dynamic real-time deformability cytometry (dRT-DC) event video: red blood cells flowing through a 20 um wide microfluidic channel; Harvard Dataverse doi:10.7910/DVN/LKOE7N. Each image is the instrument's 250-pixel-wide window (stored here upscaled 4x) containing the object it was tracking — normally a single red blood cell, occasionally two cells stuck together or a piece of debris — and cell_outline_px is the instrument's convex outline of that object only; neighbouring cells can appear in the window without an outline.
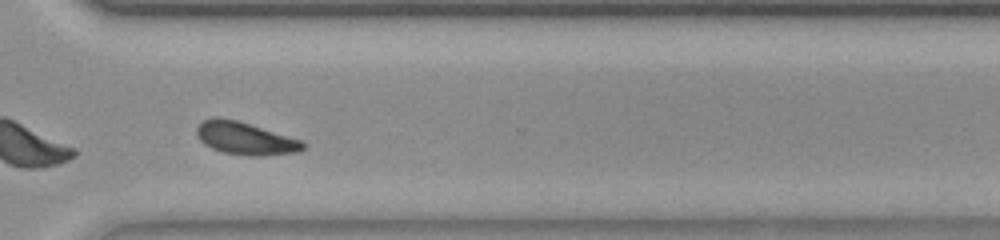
{"species": "common noctule bat (a hibernating species)", "species_latin": "Nyctalus noctula", "temperature_condition": "room temperature", "stored_images_in_passage": 32, "camera_frame_rate_fps": 3000, "um_per_image_px": 0.085, "animal": {"sex": "female", "body_mass_g": 23.0, "forearm_length_mm": 53.4}, "frame": {"image": 1, "passage_image": 28, "time_ms": 9.0, "image_size_px": [1000, 240], "cell_outline_px": [[308, 144], [304, 148], [296, 152], [260, 156], [224, 152], [212, 148], [204, 144], [200, 140], [196, 132], [196, 128], [204, 120], [216, 116], [236, 120], [304, 140]], "centroid_in_image_um": [20.88, 11.75], "position_along_channel_um": 349.7, "area_um2": 20.06}, "authors_computed_cell_mechanics": {"area_um2": 19.9121, "velocity_mm_per_s": 3.8245, "shape_relaxation_time_tau1_ms": 5.1025, "shape_relaxation_time_tau2_ms": null, "deformation_change_tau1": 0.127, "deformation_change_tau2": null}}